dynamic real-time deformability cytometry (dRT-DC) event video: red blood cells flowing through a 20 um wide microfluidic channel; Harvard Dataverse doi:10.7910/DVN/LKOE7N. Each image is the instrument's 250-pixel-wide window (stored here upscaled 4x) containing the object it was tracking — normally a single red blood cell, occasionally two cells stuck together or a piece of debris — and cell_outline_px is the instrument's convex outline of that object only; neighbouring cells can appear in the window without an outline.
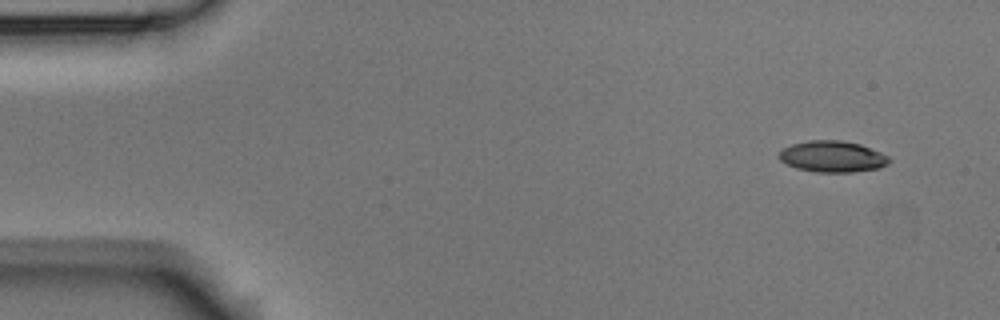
{"species": "Egyptian fruit bat (a non-hibernating species)", "species_latin": "Rousettus aegyptiacus", "temperature_condition": "room temperature", "stored_images_in_passage": 5, "camera_frame_rate_fps": 3000, "um_per_image_px": 0.085, "animal": {"sex": "male"}, "frame": {"image": 1, "passage_image": 1, "time_ms": 0.0, "image_size_px": [1000, 320], "cell_outline_px": [[892, 160], [888, 164], [880, 168], [852, 172], [816, 172], [796, 168], [780, 160], [776, 156], [784, 148], [792, 144], [808, 140], [840, 140], [860, 144], [880, 152], [888, 156]], "centroid_in_image_um": [70.76, 13.31], "position_along_channel_um": 14.2, "area_um2": 20.11}}
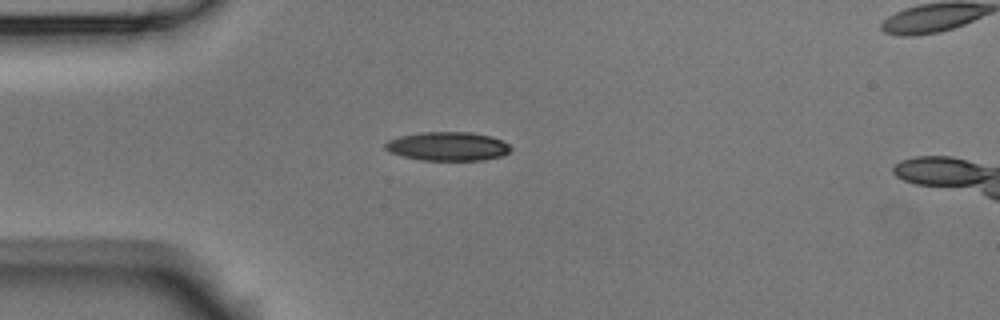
{"frame": {"image": 2, "passage_image": 4, "time_ms": 1.0, "image_size_px": [1000, 320], "cell_outline_px": [[512, 148], [508, 152], [500, 156], [484, 160], [420, 160], [404, 156], [392, 152], [384, 148], [384, 144], [388, 140], [400, 136], [420, 132], [472, 132], [492, 136], [508, 144]], "centroid_in_image_um": [38.06, 12.43], "position_along_channel_um": 46.9, "area_um2": 20.98}}